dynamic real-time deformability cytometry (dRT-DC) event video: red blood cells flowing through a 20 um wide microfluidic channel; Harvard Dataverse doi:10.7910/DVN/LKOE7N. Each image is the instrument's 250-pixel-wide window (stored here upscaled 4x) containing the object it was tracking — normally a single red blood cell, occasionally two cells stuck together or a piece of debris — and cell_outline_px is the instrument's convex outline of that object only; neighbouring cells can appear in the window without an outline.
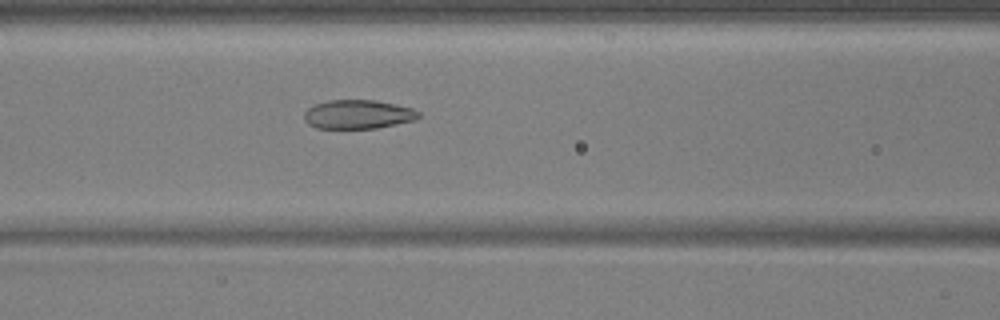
{"species": "common noctule bat (a hibernating species)", "species_latin": "Nyctalus noctula", "temperature_condition": "warm", "stored_images_in_passage": 38, "camera_frame_rate_fps": 3000, "um_per_image_px": 0.085, "animal": {"sex": "male", "body_mass_g": 17.9, "forearm_length_mm": 54.2}, "frame": {"image": 1, "passage_image": 7, "time_ms": 2.0, "image_size_px": [1000, 320], "cell_outline_px": [[420, 116], [416, 120], [376, 128], [316, 128], [308, 124], [304, 120], [304, 112], [308, 108], [316, 104], [328, 100], [376, 100], [396, 104], [412, 108], [420, 112]], "centroid_in_image_um": [30.44, 9.72], "position_along_channel_um": 136.2, "area_um2": 19.36}}
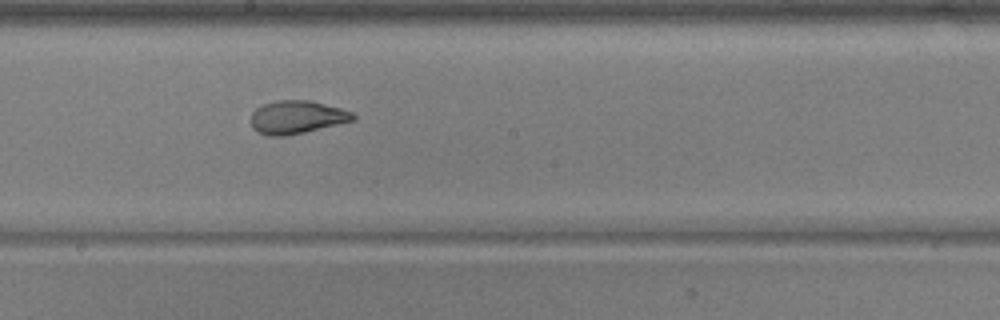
{"frame": {"image": 2, "passage_image": 14, "time_ms": 4.333, "image_size_px": [1000, 320], "cell_outline_px": [[356, 120], [304, 132], [284, 136], [268, 136], [252, 128], [252, 112], [256, 108], [264, 104], [276, 100], [312, 100], [340, 108], [352, 112], [356, 116]], "centroid_in_image_um": [25.25, 9.95], "position_along_channel_um": 222.9, "area_um2": 19.65}}
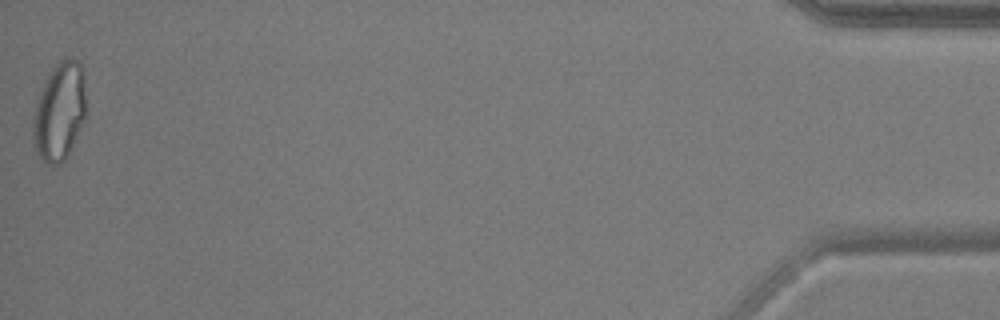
{"frame": {"image": 3, "passage_image": 38, "time_ms": 12.333, "image_size_px": [1000, 320], "cell_outline_px": [[84, 120], [64, 160], [60, 164], [48, 164], [40, 160], [36, 152], [32, 140], [32, 120], [36, 100], [44, 80], [52, 68], [60, 60], [76, 60], [80, 64], [84, 72]], "centroid_in_image_um": [4.99, 9.5], "position_along_channel_um": 430.2, "area_um2": 30.17}, "authors_computed_cell_mechanics": {"area_um2": 20.5768, "velocity_mm_per_s": 3.7187, "shape_relaxation_time_tau1_ms": 6.7957, "shape_relaxation_time_tau2_ms": 0.972, "deformation_change_tau1": 0.205, "deformation_change_tau2": 0.0511}}